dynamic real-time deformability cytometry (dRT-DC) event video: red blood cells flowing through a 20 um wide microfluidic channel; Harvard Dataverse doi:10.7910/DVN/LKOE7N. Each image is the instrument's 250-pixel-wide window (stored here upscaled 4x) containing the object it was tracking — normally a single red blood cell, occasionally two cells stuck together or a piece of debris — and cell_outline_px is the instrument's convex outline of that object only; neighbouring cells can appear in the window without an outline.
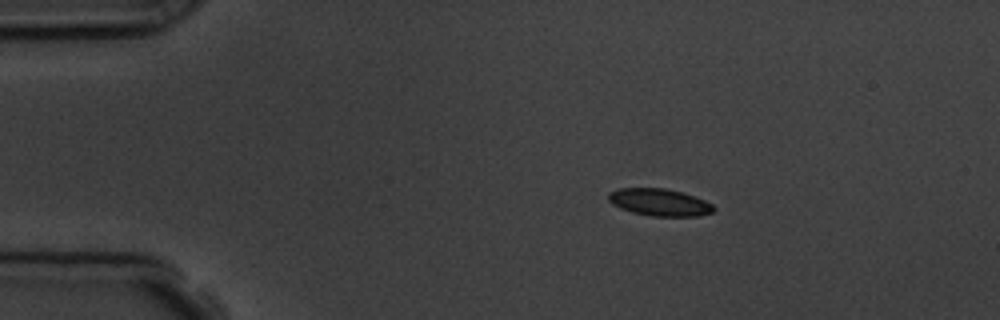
{"species": "common noctule bat (a hibernating species)", "species_latin": "Nyctalus noctula", "temperature_condition": "room temperature", "stored_images_in_passage": 15, "camera_frame_rate_fps": 3000, "um_per_image_px": 0.085, "animal": {"sex": "male", "body_mass_g": 19.5, "forearm_length_mm": 54.6}, "frame": {"image": 1, "passage_image": 3, "time_ms": 2.333, "image_size_px": [1000, 320], "cell_outline_px": [[716, 208], [712, 212], [700, 216], [652, 216], [632, 212], [620, 208], [612, 204], [608, 200], [608, 192], [616, 188], [664, 188], [680, 192], [704, 200], [712, 204]], "centroid_in_image_um": [56.02, 17.19], "position_along_channel_um": 29.0, "area_um2": 16.65}}
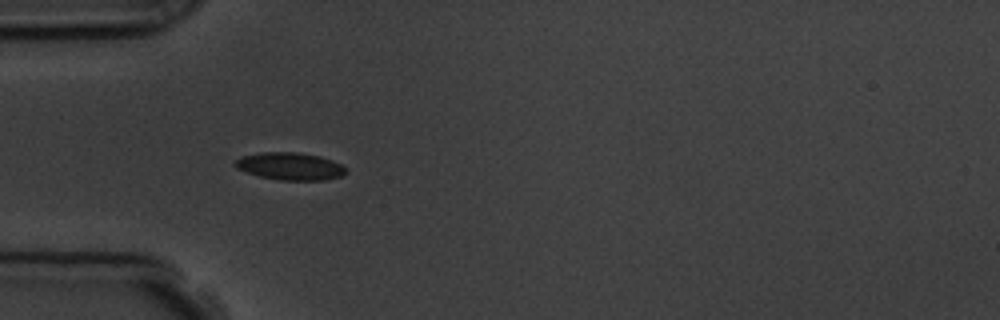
{"frame": {"image": 2, "passage_image": 5, "time_ms": 4.667, "image_size_px": [1000, 320], "cell_outline_px": [[344, 172], [340, 176], [324, 180], [280, 180], [260, 176], [236, 168], [232, 164], [240, 156], [260, 152], [296, 152], [320, 156], [332, 160], [340, 164], [344, 168]], "centroid_in_image_um": [24.6, 14.12], "position_along_channel_um": 60.4, "area_um2": 17.57}, "authors_computed_cell_mechanics": {"area_um2": 16.9354, "velocity_mm_per_s": 3.7354, "shape_relaxation_time_tau1_ms": 3.5485, "shape_relaxation_time_tau2_ms": 2.5163, "deformation_change_tau1": 0.0758, "deformation_change_tau2": 0.0366}}